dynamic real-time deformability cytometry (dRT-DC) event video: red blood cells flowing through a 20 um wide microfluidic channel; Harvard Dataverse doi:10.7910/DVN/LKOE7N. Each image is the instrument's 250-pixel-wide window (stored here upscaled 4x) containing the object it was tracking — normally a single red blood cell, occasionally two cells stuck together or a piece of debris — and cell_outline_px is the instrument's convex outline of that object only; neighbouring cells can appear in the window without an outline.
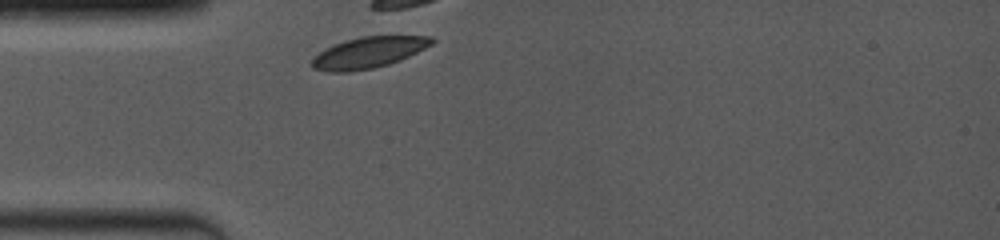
{"species": "common noctule bat (a hibernating species)", "species_latin": "Nyctalus noctula", "temperature_condition": "room temperature", "stored_images_in_passage": 18, "camera_frame_rate_fps": 4000, "um_per_image_px": 0.085, "animal": {"sex": "female", "body_mass_g": 19.0, "forearm_length_mm": 53.3}, "frame": {"image": 1, "passage_image": 1, "time_ms": 0.0, "image_size_px": [1000, 240], "cell_outline_px": [[436, 40], [432, 44], [400, 60], [388, 64], [372, 68], [348, 72], [328, 72], [312, 68], [308, 64], [324, 48], [332, 44], [344, 40], [360, 36], [432, 36]], "centroid_in_image_um": [31.27, 4.46], "position_along_channel_um": 53.7, "area_um2": 21.79}}
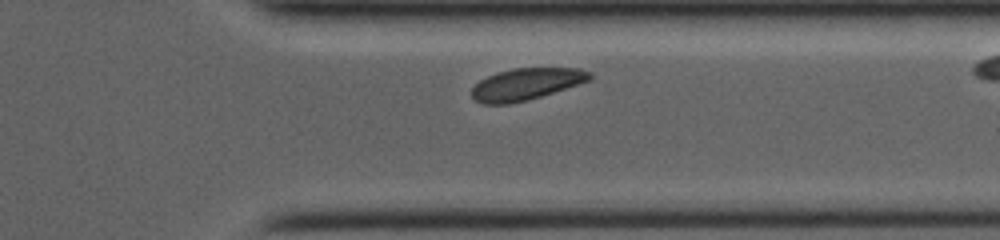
{"frame": {"image": 2, "passage_image": 16, "time_ms": 8.25, "image_size_px": [1000, 240], "cell_outline_px": [[592, 76], [588, 80], [580, 84], [528, 100], [508, 104], [480, 104], [472, 96], [472, 88], [480, 80], [496, 72], [512, 68], [580, 68], [592, 72]], "centroid_in_image_um": [44.73, 7.14], "position_along_channel_um": 366.7, "area_um2": 21.91}}